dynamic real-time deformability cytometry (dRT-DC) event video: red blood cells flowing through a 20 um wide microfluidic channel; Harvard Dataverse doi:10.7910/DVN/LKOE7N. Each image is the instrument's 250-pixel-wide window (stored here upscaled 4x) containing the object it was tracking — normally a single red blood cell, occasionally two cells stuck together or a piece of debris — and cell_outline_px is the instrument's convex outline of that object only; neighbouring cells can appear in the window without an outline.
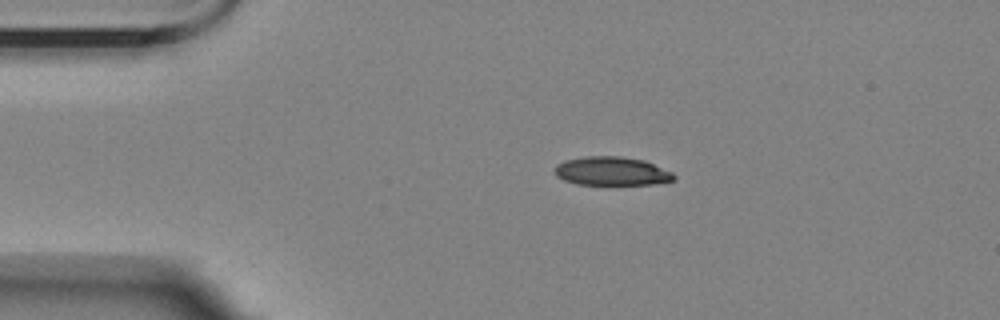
{"species": "Egyptian fruit bat (a non-hibernating species)", "species_latin": "Rousettus aegyptiacus", "temperature_condition": "room temperature", "stored_images_in_passage": 2, "camera_frame_rate_fps": 3000, "um_per_image_px": 0.085, "animal": {"sex": "female"}, "frame": {"image": 1, "passage_image": 1, "time_ms": 0.0, "image_size_px": [1000, 320], "cell_outline_px": [[676, 180], [652, 184], [576, 184], [564, 180], [556, 176], [556, 164], [564, 160], [588, 156], [620, 156], [644, 160], [672, 172], [676, 176]], "centroid_in_image_um": [52.0, 14.54], "position_along_channel_um": 33.0, "area_um2": 19.83}}